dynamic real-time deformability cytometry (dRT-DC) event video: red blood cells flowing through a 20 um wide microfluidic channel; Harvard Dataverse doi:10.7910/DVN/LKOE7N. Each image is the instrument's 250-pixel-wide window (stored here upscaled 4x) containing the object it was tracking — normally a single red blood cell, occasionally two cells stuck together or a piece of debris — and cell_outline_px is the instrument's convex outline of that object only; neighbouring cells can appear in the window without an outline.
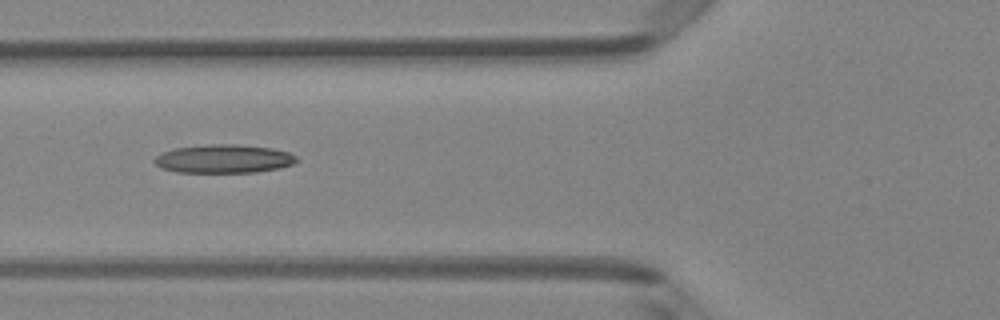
{"species": "Egyptian fruit bat (a non-hibernating species)", "species_latin": "Rousettus aegyptiacus", "temperature_condition": "room temperature", "stored_images_in_passage": 6, "camera_frame_rate_fps": 3000, "um_per_image_px": 0.085, "animal": {"sex": "female"}, "frame": {"image": 1, "passage_image": 6, "time_ms": 1.667, "image_size_px": [1000, 320], "cell_outline_px": [[300, 160], [292, 164], [280, 168], [256, 172], [176, 172], [160, 168], [152, 160], [156, 156], [164, 152], [176, 148], [212, 144], [236, 144], [272, 148], [288, 152], [296, 156]], "centroid_in_image_um": [19.04, 13.5], "position_along_channel_um": 106.8, "area_um2": 23.58}}